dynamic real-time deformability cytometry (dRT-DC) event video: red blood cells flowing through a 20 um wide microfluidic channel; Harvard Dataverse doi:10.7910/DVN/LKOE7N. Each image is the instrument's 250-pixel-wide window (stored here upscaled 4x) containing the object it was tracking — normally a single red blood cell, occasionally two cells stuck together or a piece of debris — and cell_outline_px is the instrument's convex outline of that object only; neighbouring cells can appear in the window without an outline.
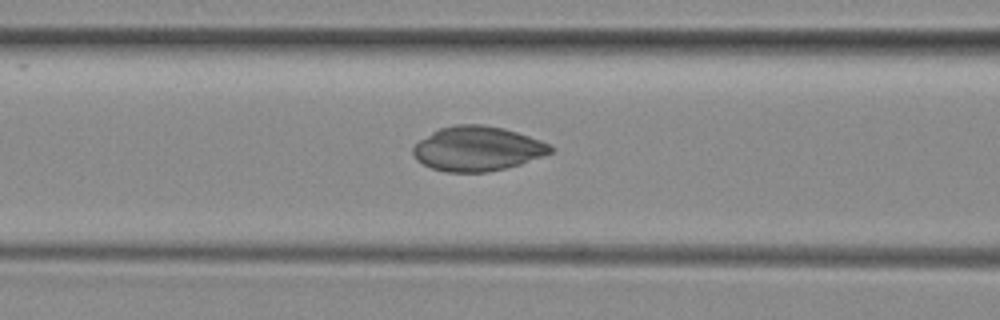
{"species": "common noctule bat (a hibernating species)", "species_latin": "Nyctalus noctula", "temperature_condition": "room temperature", "stored_images_in_passage": 44, "camera_frame_rate_fps": 3000, "um_per_image_px": 0.085, "animal": {"sex": "female", "body_mass_g": 29.2, "forearm_length_mm": 56.3}, "frame": {"image": 1, "passage_image": 15, "time_ms": 4.667, "image_size_px": [1000, 320], "cell_outline_px": [[556, 148], [552, 152], [544, 156], [520, 164], [488, 172], [444, 172], [432, 168], [416, 160], [412, 152], [412, 148], [420, 140], [432, 132], [440, 128], [456, 124], [480, 124], [504, 128], [540, 140]], "centroid_in_image_um": [40.58, 12.64], "position_along_channel_um": 126.0, "area_um2": 35.66}}
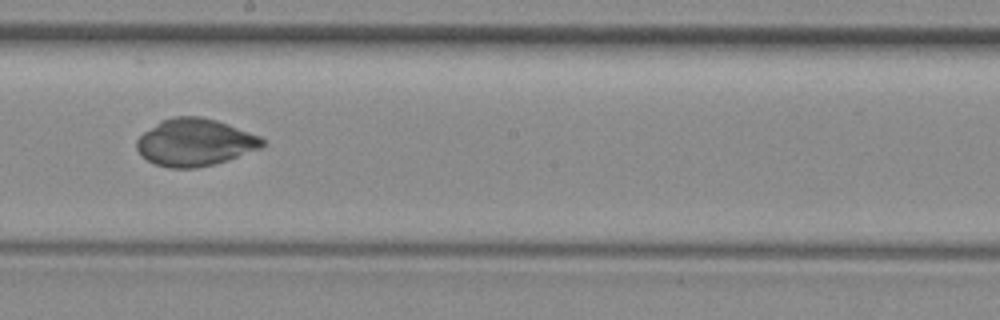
{"frame": {"image": 2, "passage_image": 23, "time_ms": 7.333, "image_size_px": [1000, 320], "cell_outline_px": [[264, 144], [260, 148], [228, 160], [196, 168], [168, 168], [156, 164], [140, 156], [136, 148], [136, 140], [144, 132], [156, 124], [172, 116], [200, 116], [216, 120], [228, 124], [260, 136], [264, 140]], "centroid_in_image_um": [16.55, 12.1], "position_along_channel_um": 231.7, "area_um2": 34.45}}
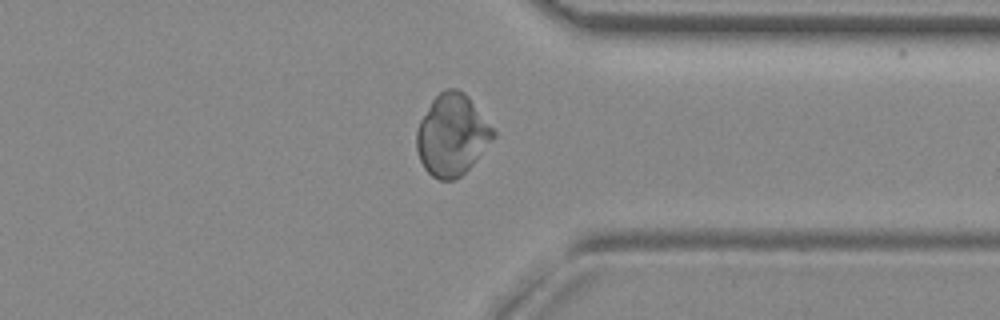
{"frame": {"image": 3, "passage_image": 34, "time_ms": 11.0, "image_size_px": [1000, 320], "cell_outline_px": [[496, 136], [472, 164], [456, 180], [440, 180], [432, 176], [424, 168], [420, 160], [416, 148], [416, 132], [420, 120], [432, 100], [444, 88], [456, 88], [464, 92], [468, 96], [496, 132]], "centroid_in_image_um": [38.41, 11.47], "position_along_channel_um": 373.0, "area_um2": 36.18}}